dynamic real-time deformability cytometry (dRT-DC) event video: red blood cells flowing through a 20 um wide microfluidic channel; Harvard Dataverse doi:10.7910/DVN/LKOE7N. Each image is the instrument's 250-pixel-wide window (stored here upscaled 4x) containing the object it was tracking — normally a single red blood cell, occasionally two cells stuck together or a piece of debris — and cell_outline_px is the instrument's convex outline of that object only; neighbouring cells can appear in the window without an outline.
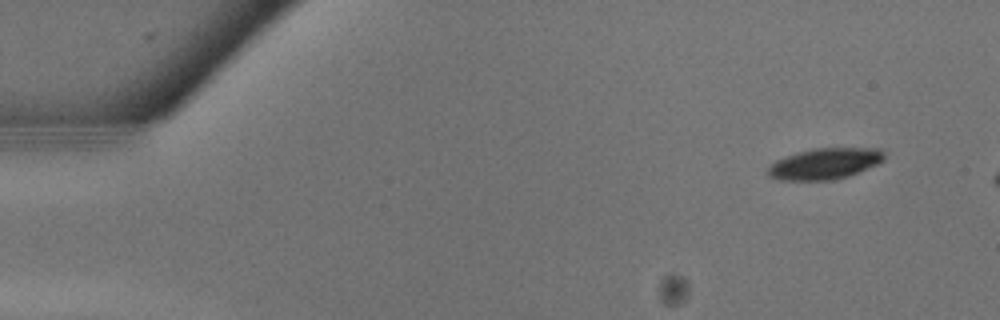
{"species": "common noctule bat (a hibernating species)", "species_latin": "Nyctalus noctula", "temperature_condition": "warm", "stored_images_in_passage": 6, "camera_frame_rate_fps": 3000, "um_per_image_px": 0.085, "animal": {"sex": "male", "body_mass_g": 13.3}, "frame": {"image": 1, "passage_image": 3, "time_ms": 0.667, "image_size_px": [1000, 320], "cell_outline_px": [[884, 160], [876, 164], [848, 176], [832, 180], [780, 180], [768, 176], [768, 168], [776, 160], [812, 148], [880, 148], [884, 152]], "centroid_in_image_um": [70.12, 13.91], "position_along_channel_um": 14.9, "area_um2": 20.81}}